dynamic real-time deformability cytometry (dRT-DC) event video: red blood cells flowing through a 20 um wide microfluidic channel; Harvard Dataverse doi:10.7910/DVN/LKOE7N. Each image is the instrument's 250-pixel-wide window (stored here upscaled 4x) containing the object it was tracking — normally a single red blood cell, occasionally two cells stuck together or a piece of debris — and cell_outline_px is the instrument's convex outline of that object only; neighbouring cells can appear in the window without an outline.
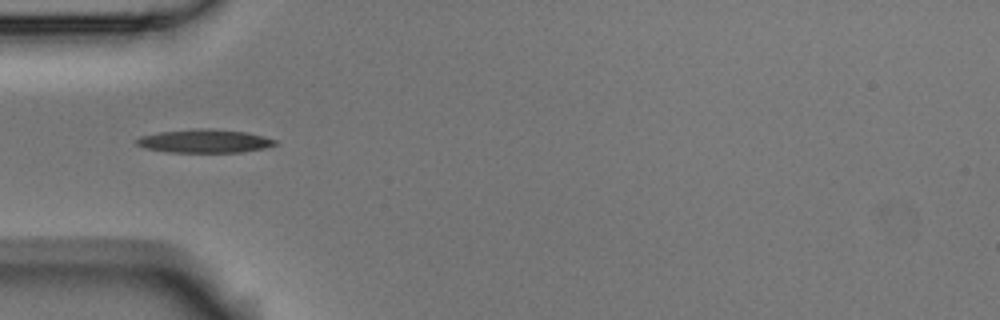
{"species": "Egyptian fruit bat (a non-hibernating species)", "species_latin": "Rousettus aegyptiacus", "temperature_condition": "room temperature", "stored_images_in_passage": 6, "camera_frame_rate_fps": 3000, "um_per_image_px": 0.085, "animal": {"sex": "male"}, "frame": {"image": 1, "passage_image": 4, "time_ms": 1.0, "image_size_px": [1000, 320], "cell_outline_px": [[276, 144], [264, 148], [240, 152], [168, 152], [144, 148], [136, 144], [136, 140], [140, 136], [160, 132], [196, 128], [212, 128], [248, 132], [276, 140]], "centroid_in_image_um": [17.36, 11.98], "position_along_channel_um": 67.6, "area_um2": 18.9}}
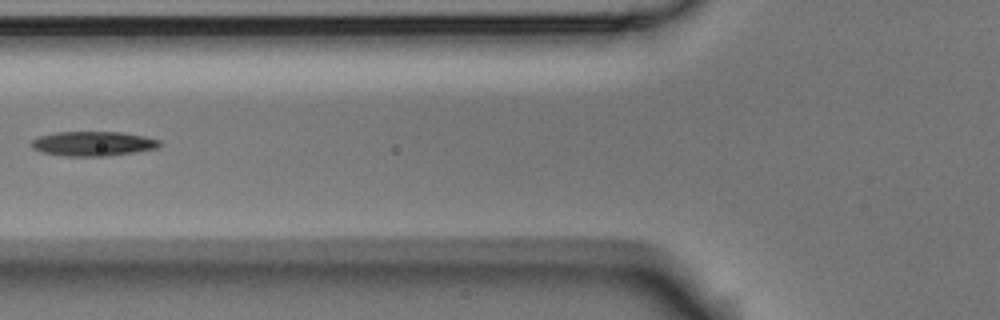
{"frame": {"image": 2, "passage_image": 5, "time_ms": 1.333, "image_size_px": [1000, 320], "cell_outline_px": [[160, 144], [156, 148], [132, 152], [104, 156], [64, 156], [40, 152], [32, 148], [32, 140], [40, 136], [56, 132], [120, 132], [144, 136], [160, 140]], "centroid_in_image_um": [7.86, 12.21], "position_along_channel_um": 117.9, "area_um2": 18.15}}
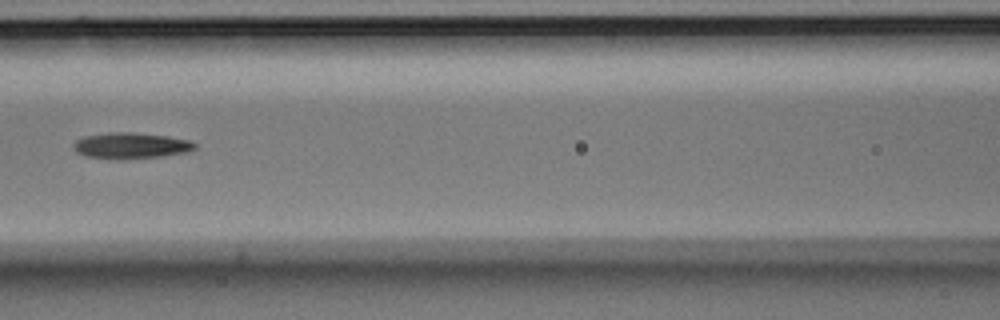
{"frame": {"image": 3, "passage_image": 6, "time_ms": 1.667, "image_size_px": [1000, 320], "cell_outline_px": [[196, 148], [188, 152], [164, 156], [88, 156], [76, 152], [72, 144], [76, 140], [84, 136], [108, 132], [132, 132], [168, 136], [192, 140], [196, 144]], "centroid_in_image_um": [11.2, 12.31], "position_along_channel_um": 155.4, "area_um2": 17.57}}